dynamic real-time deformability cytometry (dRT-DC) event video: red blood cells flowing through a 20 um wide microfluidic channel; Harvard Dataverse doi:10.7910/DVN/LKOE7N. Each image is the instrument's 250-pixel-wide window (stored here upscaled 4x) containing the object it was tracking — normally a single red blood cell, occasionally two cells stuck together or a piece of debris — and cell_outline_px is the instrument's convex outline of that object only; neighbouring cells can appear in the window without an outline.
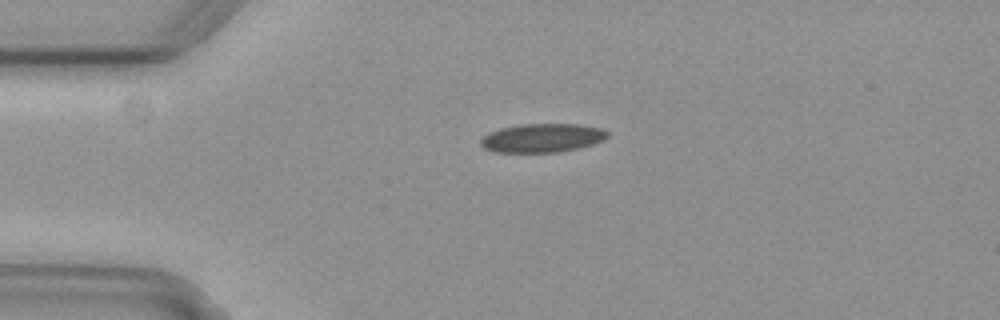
{"species": "common noctule bat (a hibernating species)", "species_latin": "Nyctalus noctula", "temperature_condition": "cold", "stored_images_in_passage": 3, "camera_frame_rate_fps": 3000, "um_per_image_px": 0.085, "animal": {"sex": "female", "body_mass_g": 29.2, "forearm_length_mm": 56.3}, "frame": {"image": 1, "passage_image": 3, "time_ms": 0.667, "image_size_px": [1000, 320], "cell_outline_px": [[608, 136], [604, 140], [592, 144], [576, 148], [556, 152], [496, 152], [484, 148], [480, 144], [480, 140], [488, 132], [500, 128], [520, 124], [576, 124], [600, 128], [608, 132]], "centroid_in_image_um": [46.05, 11.72], "position_along_channel_um": 38.9, "area_um2": 21.1}}